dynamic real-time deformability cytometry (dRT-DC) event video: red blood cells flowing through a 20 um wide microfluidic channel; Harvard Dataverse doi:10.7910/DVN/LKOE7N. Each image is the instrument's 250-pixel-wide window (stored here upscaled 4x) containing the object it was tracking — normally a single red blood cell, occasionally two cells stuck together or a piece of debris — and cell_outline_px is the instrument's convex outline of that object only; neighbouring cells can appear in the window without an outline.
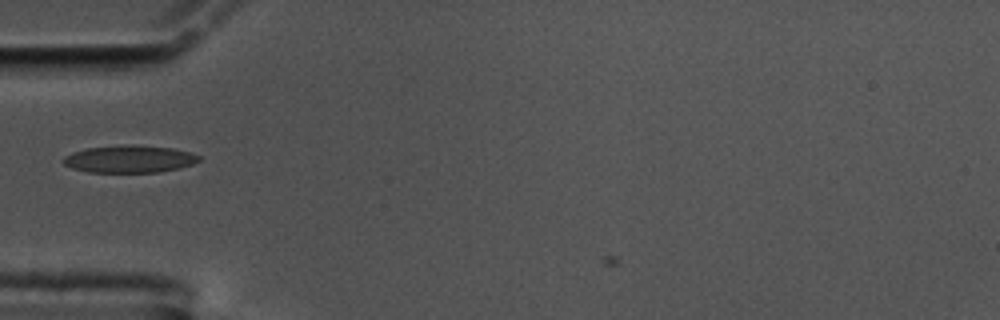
{"species": "common noctule bat (a hibernating species)", "species_latin": "Nyctalus noctula", "temperature_condition": "cold", "stored_images_in_passage": 9, "camera_frame_rate_fps": 3000, "um_per_image_px": 0.085, "animal": {"sex": "male", "body_mass_g": 17.5, "forearm_length_mm": 52.3}, "frame": {"image": 1, "passage_image": 6, "time_ms": 1.667, "image_size_px": [1000, 320], "cell_outline_px": [[200, 160], [192, 164], [180, 168], [160, 172], [88, 172], [72, 168], [64, 164], [60, 160], [64, 156], [72, 152], [84, 148], [128, 144], [132, 144], [172, 148], [188, 152], [200, 156]], "centroid_in_image_um": [10.96, 13.51], "position_along_channel_um": 74.0, "area_um2": 21.79}}